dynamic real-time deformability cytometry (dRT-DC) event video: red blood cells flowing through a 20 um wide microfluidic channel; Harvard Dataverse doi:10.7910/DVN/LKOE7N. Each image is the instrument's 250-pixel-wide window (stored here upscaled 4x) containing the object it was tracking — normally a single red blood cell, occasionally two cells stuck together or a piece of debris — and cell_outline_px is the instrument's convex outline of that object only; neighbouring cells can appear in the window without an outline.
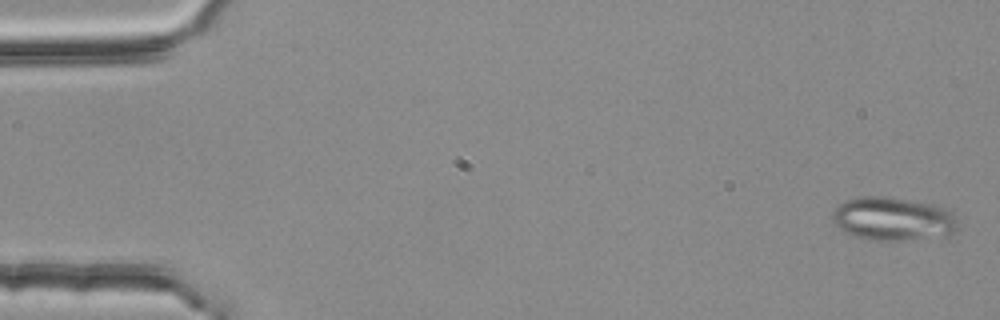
{"species": "common noctule bat (a hibernating species)", "species_latin": "Nyctalus noctula", "temperature_condition": "room temperature", "stored_images_in_passage": 5, "camera_frame_rate_fps": 3000, "um_per_image_px": 0.085, "animal": {"sex": "female", "body_mass_g": 25.1}, "frame": {"image": 1, "passage_image": 1, "time_ms": 0.0, "image_size_px": [1000, 320], "cell_outline_px": [[956, 228], [952, 232], [904, 240], [864, 240], [844, 232], [832, 220], [832, 212], [844, 200], [860, 196], [880, 196], [908, 200], [932, 204], [944, 208], [952, 212], [956, 224]], "centroid_in_image_um": [75.79, 18.58], "position_along_channel_um": 9.2, "area_um2": 31.1}}